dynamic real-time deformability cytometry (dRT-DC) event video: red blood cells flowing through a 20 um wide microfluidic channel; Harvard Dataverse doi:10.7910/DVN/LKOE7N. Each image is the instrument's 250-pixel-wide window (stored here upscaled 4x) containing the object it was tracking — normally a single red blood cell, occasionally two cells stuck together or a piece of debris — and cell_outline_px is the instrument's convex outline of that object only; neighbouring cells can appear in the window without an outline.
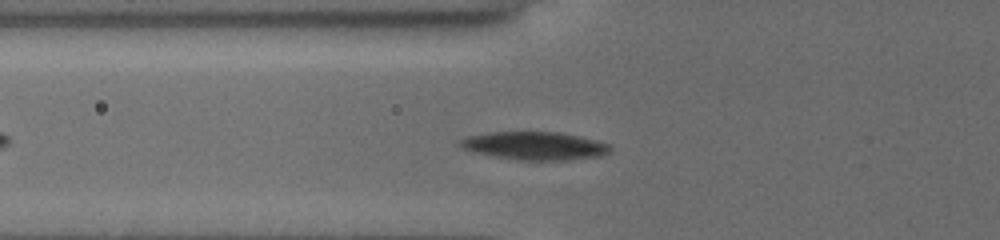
{"species": "common noctule bat (a hibernating species)", "species_latin": "Nyctalus noctula", "temperature_condition": "cold", "stored_images_in_passage": 43, "camera_frame_rate_fps": 3000, "um_per_image_px": 0.085, "animal": {"sex": "female", "body_mass_g": 19.5, "forearm_length_mm": 54.1}, "frame": {"image": 1, "passage_image": 8, "time_ms": 2.333, "image_size_px": [1000, 240], "cell_outline_px": [[612, 152], [600, 156], [568, 160], [516, 160], [472, 152], [464, 148], [460, 144], [460, 140], [468, 136], [492, 132], [560, 132], [580, 136], [596, 140], [608, 144], [612, 148]], "centroid_in_image_um": [45.5, 12.4], "position_along_channel_um": 80.3, "area_um2": 24.57}}
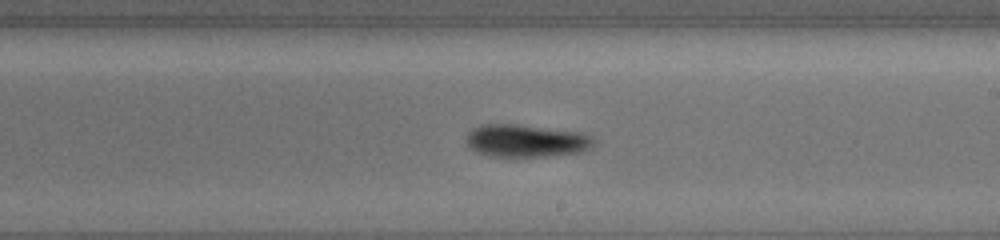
{"frame": {"image": 2, "passage_image": 21, "time_ms": 6.667, "image_size_px": [1000, 240], "cell_outline_px": [[596, 140], [592, 148], [584, 152], [544, 156], [488, 156], [476, 152], [468, 144], [468, 132], [472, 128], [484, 124], [516, 124], [580, 132], [592, 136]], "centroid_in_image_um": [44.77, 11.96], "position_along_channel_um": 244.2, "area_um2": 24.22}}
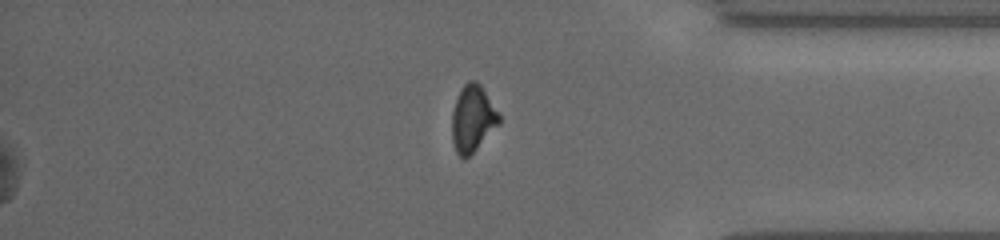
{"frame": {"image": 3, "passage_image": 43, "time_ms": 14.0, "image_size_px": [1000, 240], "cell_outline_px": [[500, 124], [468, 156], [460, 156], [456, 152], [452, 140], [452, 112], [456, 100], [464, 84], [468, 80], [476, 80], [480, 84], [500, 112]], "centroid_in_image_um": [40.2, 10.04], "position_along_channel_um": 395.0, "area_um2": 18.15}, "authors_computed_cell_mechanics": {"area_um2": 23.2934, "velocity_mm_per_s": 3.7953, "shape_relaxation_time_tau1_ms": 1.4576, "shape_relaxation_time_tau2_ms": null, "deformation_change_tau1": 0.0532, "deformation_change_tau2": null}}